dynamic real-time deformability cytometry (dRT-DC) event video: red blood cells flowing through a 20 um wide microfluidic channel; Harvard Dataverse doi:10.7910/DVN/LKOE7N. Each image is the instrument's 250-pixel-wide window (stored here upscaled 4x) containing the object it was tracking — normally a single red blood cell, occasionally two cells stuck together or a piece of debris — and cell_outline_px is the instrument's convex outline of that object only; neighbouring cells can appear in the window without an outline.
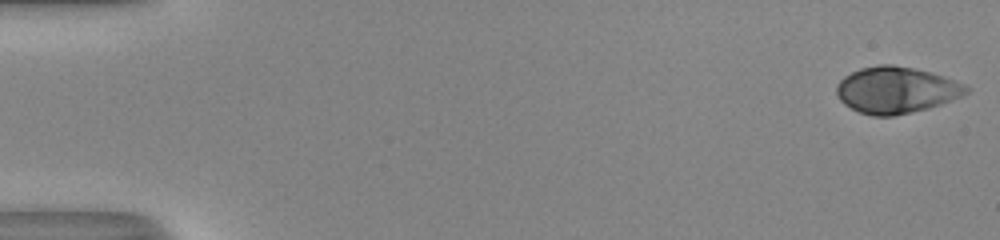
{"species": "human", "species_latin": "Homo sapiens", "temperature_condition": "room temperature", "stored_images_in_passage": 52, "camera_frame_rate_fps": 3000, "um_per_image_px": 0.085, "donor": {"sex": "male"}, "frame": {"image": 1, "passage_image": 1, "time_ms": 0.0, "image_size_px": [1000, 240], "cell_outline_px": [[972, 88], [968, 92], [960, 96], [940, 104], [928, 108], [892, 116], [872, 116], [860, 112], [844, 104], [836, 96], [836, 84], [844, 76], [860, 68], [880, 64], [892, 64], [932, 72], [944, 76], [964, 84]], "centroid_in_image_um": [76.15, 7.64], "position_along_channel_um": 8.8, "area_um2": 35.08}}
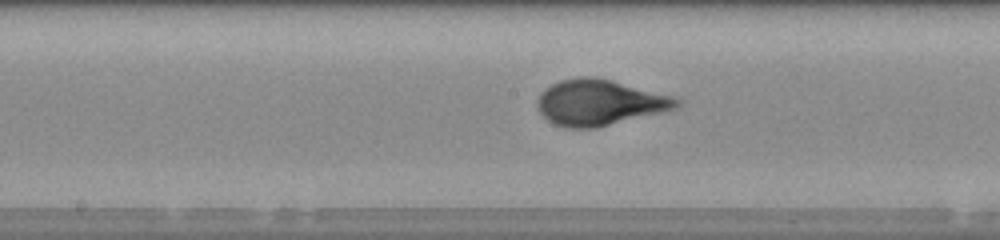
{"frame": {"image": 2, "passage_image": 28, "time_ms": 9.0, "image_size_px": [1000, 240], "cell_outline_px": [[684, 100], [676, 108], [596, 128], [564, 128], [548, 120], [536, 108], [536, 100], [540, 92], [544, 88], [560, 80], [580, 76], [592, 76], [612, 80], [672, 96]], "centroid_in_image_um": [50.92, 8.7], "position_along_channel_um": 197.3, "area_um2": 37.17}}
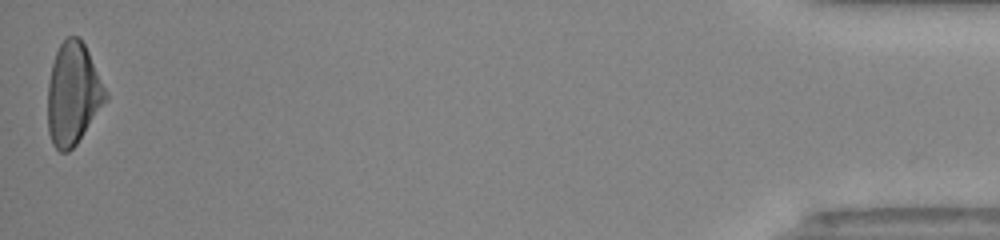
{"frame": {"image": 3, "passage_image": 52, "time_ms": 17.0, "image_size_px": [1000, 240], "cell_outline_px": [[108, 100], [76, 144], [68, 152], [60, 152], [52, 144], [48, 132], [48, 80], [52, 64], [56, 52], [60, 44], [68, 36], [76, 36], [84, 44], [108, 92]], "centroid_in_image_um": [6.21, 8.0], "position_along_channel_um": 429.0, "area_um2": 34.45}, "authors_computed_cell_mechanics": {"area_um2": 35.0846, "velocity_mm_per_s": 4.075, "shape_relaxation_time_tau1_ms": 5.1263, "shape_relaxation_time_tau2_ms": null, "deformation_change_tau1": 0.223, "deformation_change_tau2": null}}